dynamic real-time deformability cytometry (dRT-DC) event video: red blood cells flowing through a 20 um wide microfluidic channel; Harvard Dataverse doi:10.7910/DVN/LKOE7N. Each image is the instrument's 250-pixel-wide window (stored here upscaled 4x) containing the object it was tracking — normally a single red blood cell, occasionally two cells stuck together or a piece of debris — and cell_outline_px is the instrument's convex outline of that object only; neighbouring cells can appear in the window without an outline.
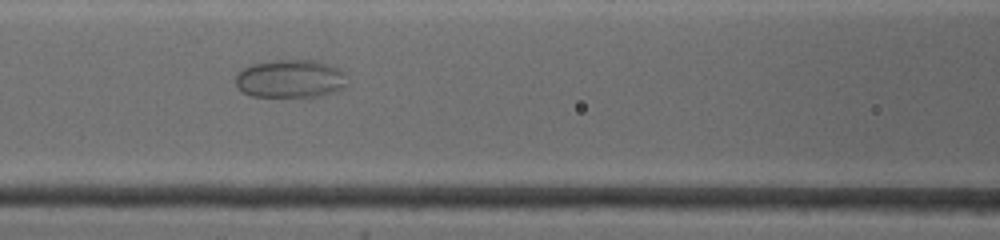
{"species": "common noctule bat (a hibernating species)", "species_latin": "Nyctalus noctula", "temperature_condition": "warm", "stored_images_in_passage": 29, "camera_frame_rate_fps": 4500, "um_per_image_px": 0.085, "animal": {"sex": "female", "body_mass_g": 19.0, "forearm_length_mm": 53.3}, "frame": {"image": 1, "passage_image": 7, "time_ms": 4.444, "image_size_px": [1000, 240], "cell_outline_px": [[348, 84], [336, 92], [324, 96], [252, 96], [240, 92], [236, 84], [236, 76], [244, 68], [252, 64], [272, 60], [312, 60], [328, 64], [340, 68], [344, 72]], "centroid_in_image_um": [24.71, 6.7], "position_along_channel_um": 141.9, "area_um2": 24.97}}
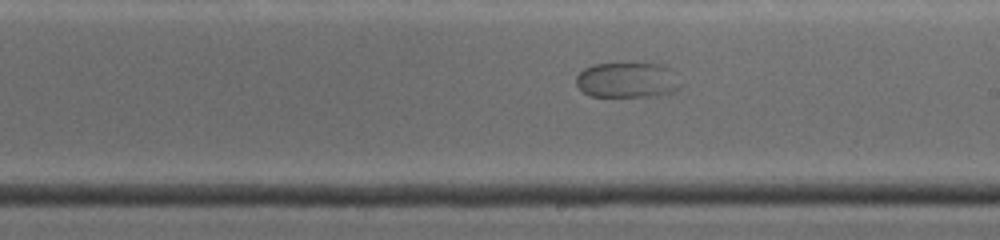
{"frame": {"image": 2, "passage_image": 14, "time_ms": 6.889, "image_size_px": [1000, 240], "cell_outline_px": [[684, 84], [680, 88], [672, 92], [656, 96], [588, 96], [576, 84], [576, 76], [584, 68], [592, 64], [664, 64], [672, 68], [676, 72]], "centroid_in_image_um": [53.4, 6.8], "position_along_channel_um": 235.6, "area_um2": 21.91}}
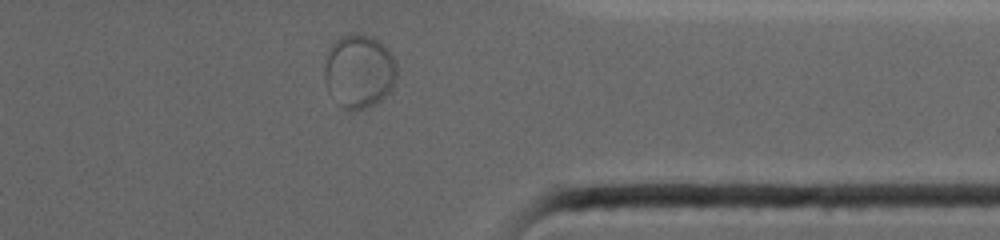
{"frame": {"image": 3, "passage_image": 25, "time_ms": 10.889, "image_size_px": [1000, 240], "cell_outline_px": [[396, 80], [392, 88], [376, 104], [352, 112], [348, 112], [328, 92], [324, 80], [324, 68], [328, 52], [332, 44], [340, 36], [348, 32], [372, 36], [388, 48], [396, 60]], "centroid_in_image_um": [30.52, 6.05], "position_along_channel_um": 380.9, "area_um2": 31.44}}